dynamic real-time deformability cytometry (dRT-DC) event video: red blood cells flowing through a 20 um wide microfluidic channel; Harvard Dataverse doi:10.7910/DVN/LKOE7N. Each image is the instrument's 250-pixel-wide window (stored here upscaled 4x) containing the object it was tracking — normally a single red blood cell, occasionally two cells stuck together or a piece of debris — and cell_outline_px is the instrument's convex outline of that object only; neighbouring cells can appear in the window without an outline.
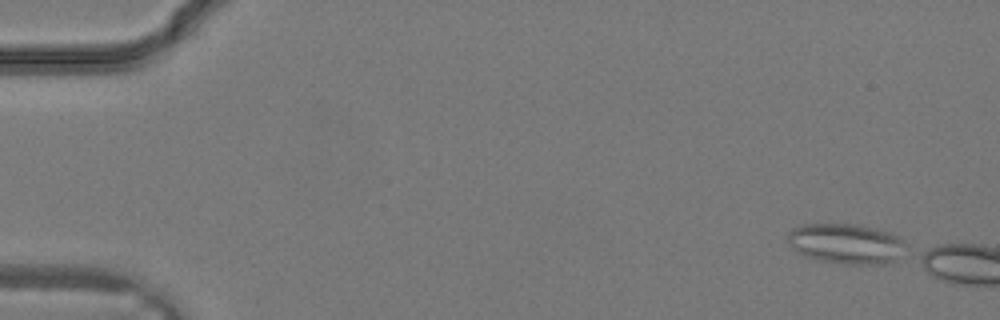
{"species": "common noctule bat (a hibernating species)", "species_latin": "Nyctalus noctula", "temperature_condition": "warm", "stored_images_in_passage": 3, "camera_frame_rate_fps": 3000, "um_per_image_px": 0.085, "animal": {"sex": "male", "body_mass_g": 19.2, "forearm_length_mm": 51.8}, "frame": {"image": 1, "passage_image": 1, "time_ms": 0.0, "image_size_px": [1000, 320], "cell_outline_px": [[908, 244], [896, 260], [884, 264], [840, 264], [820, 260], [804, 256], [788, 244], [788, 232], [792, 228], [804, 224], [864, 224], [900, 236]], "centroid_in_image_um": [71.95, 20.7], "position_along_channel_um": 13.0, "area_um2": 28.03}}